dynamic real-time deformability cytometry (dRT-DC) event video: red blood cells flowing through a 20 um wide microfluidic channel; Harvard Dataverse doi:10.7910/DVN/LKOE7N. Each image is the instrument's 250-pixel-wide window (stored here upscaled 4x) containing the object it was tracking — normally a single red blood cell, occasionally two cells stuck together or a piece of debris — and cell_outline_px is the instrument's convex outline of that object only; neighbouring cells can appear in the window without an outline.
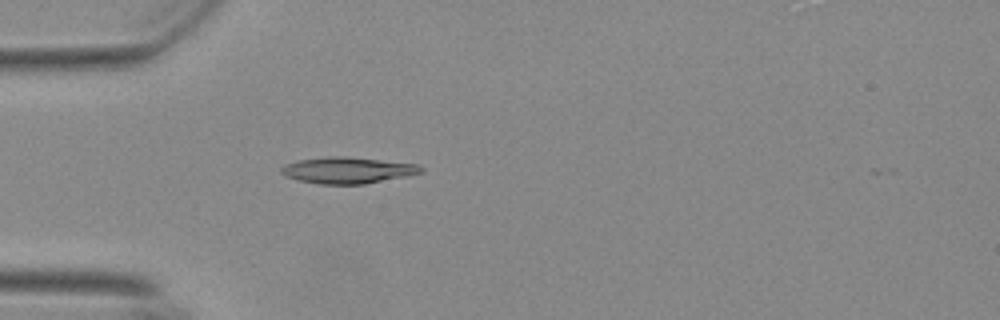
{"species": "Egyptian fruit bat (a non-hibernating species)", "species_latin": "Rousettus aegyptiacus", "temperature_condition": "warm", "stored_images_in_passage": 56, "camera_frame_rate_fps": 3000, "um_per_image_px": 0.085, "animal": {"sex": "female"}, "frame": {"image": 1, "passage_image": 17, "time_ms": 5.333, "image_size_px": [1000, 320], "cell_outline_px": [[424, 172], [364, 184], [320, 184], [300, 180], [288, 176], [280, 172], [280, 168], [284, 164], [300, 160], [332, 156], [344, 156], [420, 164], [424, 168]], "centroid_in_image_um": [29.58, 14.46], "position_along_channel_um": 55.4, "area_um2": 21.21}}
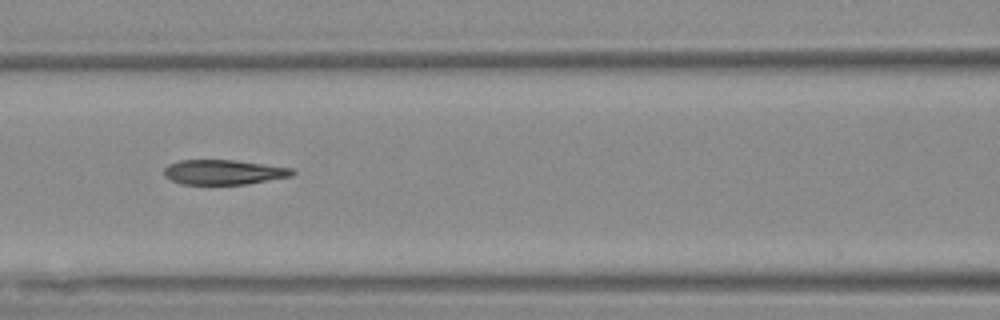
{"frame": {"image": 2, "passage_image": 25, "time_ms": 8.0, "image_size_px": [1000, 320], "cell_outline_px": [[296, 172], [292, 176], [244, 184], [180, 184], [164, 176], [164, 168], [168, 164], [180, 160], [232, 160], [292, 168]], "centroid_in_image_um": [18.97, 14.63], "position_along_channel_um": 147.6, "area_um2": 18.38}}
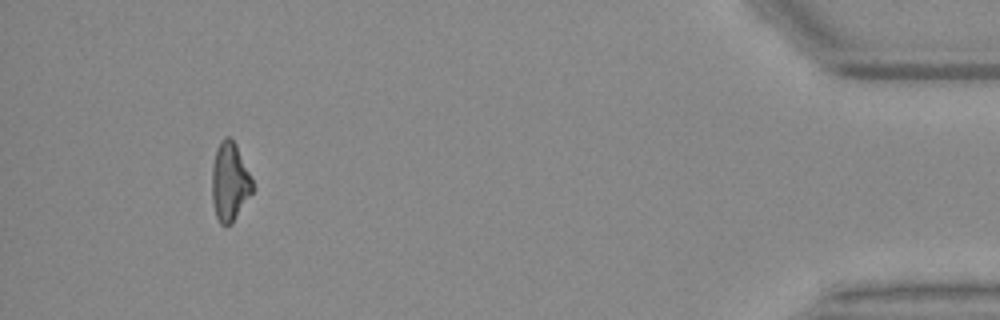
{"frame": {"image": 3, "passage_image": 52, "time_ms": 17.0, "image_size_px": [1000, 320], "cell_outline_px": [[252, 192], [232, 224], [220, 224], [216, 216], [212, 200], [212, 168], [216, 148], [220, 140], [224, 136], [228, 136], [236, 144], [252, 180]], "centroid_in_image_um": [19.5, 15.44], "position_along_channel_um": 415.7, "area_um2": 18.38}, "authors_computed_cell_mechanics": {"area_um2": 19.5653, "velocity_mm_per_s": 3.7199, "shape_relaxation_time_tau1_ms": null, "shape_relaxation_time_tau2_ms": 3.2749, "deformation_change_tau1": null, "deformation_change_tau2": 0.1157}}